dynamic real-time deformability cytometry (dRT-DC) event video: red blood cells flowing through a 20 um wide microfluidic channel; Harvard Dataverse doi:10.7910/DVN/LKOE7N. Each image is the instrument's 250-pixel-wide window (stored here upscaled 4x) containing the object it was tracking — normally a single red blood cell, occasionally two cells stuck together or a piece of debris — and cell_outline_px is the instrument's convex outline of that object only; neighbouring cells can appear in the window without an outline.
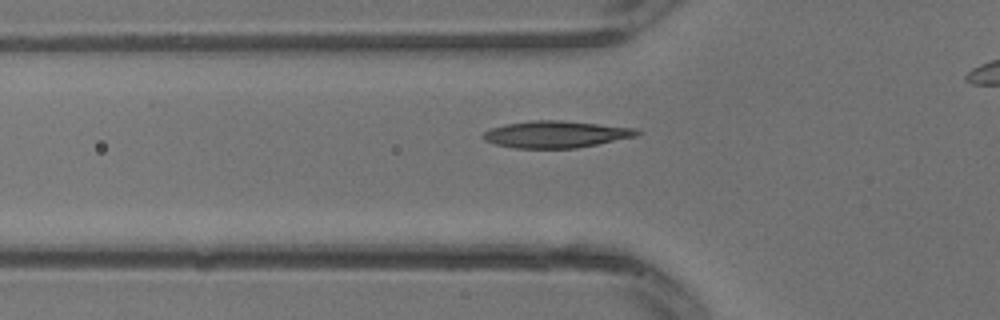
{"species": "common noctule bat (a hibernating species)", "species_latin": "Nyctalus noctula", "temperature_condition": "warm", "stored_images_in_passage": 28, "camera_frame_rate_fps": 3000, "um_per_image_px": 0.085, "animal": {"sex": "male", "body_mass_g": 13.3}, "frame": {"image": 1, "passage_image": 11, "time_ms": 3.333, "image_size_px": [1000, 320], "cell_outline_px": [[640, 132], [636, 136], [576, 148], [516, 148], [496, 144], [484, 140], [480, 136], [484, 132], [492, 128], [508, 124], [532, 120], [560, 120], [636, 128]], "centroid_in_image_um": [47.23, 11.41], "position_along_channel_um": 78.6, "area_um2": 23.76}}
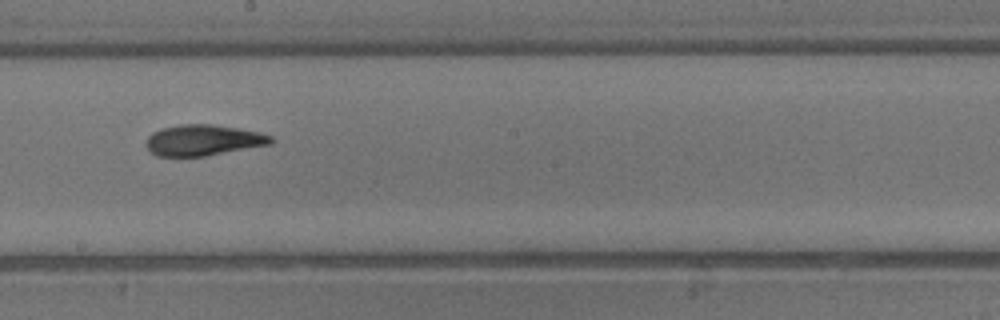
{"frame": {"image": 2, "passage_image": 18, "time_ms": 5.667, "image_size_px": [1000, 320], "cell_outline_px": [[276, 140], [272, 144], [204, 156], [156, 156], [148, 152], [144, 144], [148, 136], [152, 132], [160, 128], [180, 124], [212, 124], [260, 132], [272, 136]], "centroid_in_image_um": [17.24, 11.91], "position_along_channel_um": 231.0, "area_um2": 22.77}}
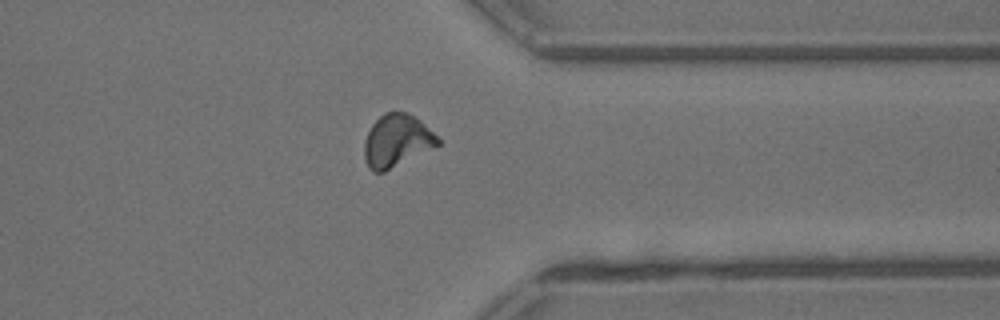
{"frame": {"image": 3, "passage_image": 25, "time_ms": 8.0, "image_size_px": [1000, 320], "cell_outline_px": [[440, 144], [384, 172], [372, 172], [368, 168], [364, 156], [364, 144], [368, 132], [372, 124], [384, 112], [408, 112], [420, 120], [440, 140]], "centroid_in_image_um": [33.7, 11.96], "position_along_channel_um": 377.7, "area_um2": 22.25}}